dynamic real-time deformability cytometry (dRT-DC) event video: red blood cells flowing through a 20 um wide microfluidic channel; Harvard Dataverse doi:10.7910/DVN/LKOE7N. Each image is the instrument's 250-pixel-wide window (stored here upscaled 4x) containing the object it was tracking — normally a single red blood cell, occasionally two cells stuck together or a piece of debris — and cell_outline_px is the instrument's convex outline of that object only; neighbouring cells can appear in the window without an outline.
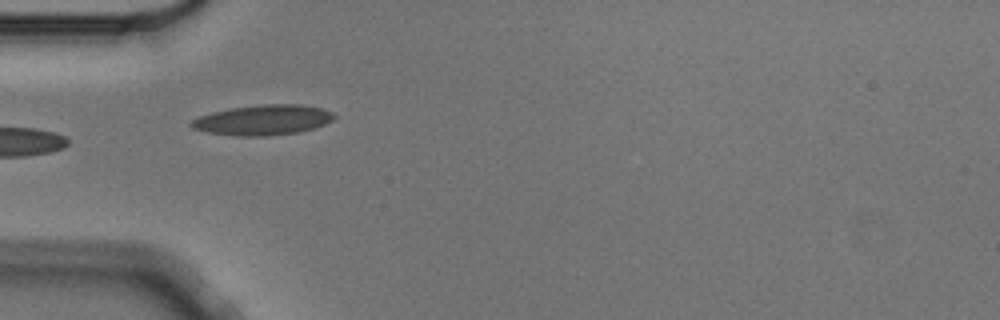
{"species": "Egyptian fruit bat (a non-hibernating species)", "species_latin": "Rousettus aegyptiacus", "temperature_condition": "cold", "stored_images_in_passage": 5, "camera_frame_rate_fps": 3000, "um_per_image_px": 0.085, "animal": {"sex": "male"}, "frame": {"image": 1, "passage_image": 5, "time_ms": 1.333, "image_size_px": [1000, 320], "cell_outline_px": [[336, 116], [332, 120], [324, 124], [300, 132], [264, 136], [240, 136], [208, 132], [192, 128], [188, 124], [192, 120], [200, 116], [212, 112], [232, 108], [264, 104], [300, 104], [320, 108], [332, 112]], "centroid_in_image_um": [22.35, 10.2], "position_along_channel_um": 62.7, "area_um2": 24.91}}